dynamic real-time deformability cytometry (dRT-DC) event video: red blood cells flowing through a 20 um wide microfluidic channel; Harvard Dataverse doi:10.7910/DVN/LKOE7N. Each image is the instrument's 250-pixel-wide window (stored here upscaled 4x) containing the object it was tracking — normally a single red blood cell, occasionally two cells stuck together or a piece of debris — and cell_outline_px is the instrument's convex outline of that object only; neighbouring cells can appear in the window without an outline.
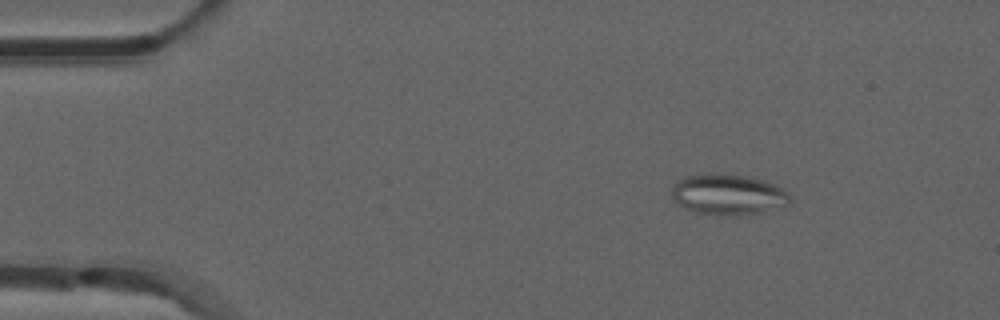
{"species": "common noctule bat (a hibernating species)", "species_latin": "Nyctalus noctula", "temperature_condition": "room temperature", "stored_images_in_passage": 46, "camera_frame_rate_fps": 3000, "um_per_image_px": 0.085, "animal": {"sex": "male", "forearm_length_mm": 52.5}, "frame": {"image": 1, "passage_image": 1, "time_ms": 0.0, "image_size_px": [1000, 320], "cell_outline_px": [[792, 200], [788, 204], [748, 216], [716, 216], [696, 212], [680, 204], [672, 196], [672, 188], [676, 180], [684, 176], [708, 172], [748, 176], [764, 180], [776, 184], [788, 192], [792, 196]], "centroid_in_image_um": [61.92, 16.53], "position_along_channel_um": 23.1, "area_um2": 28.67}}
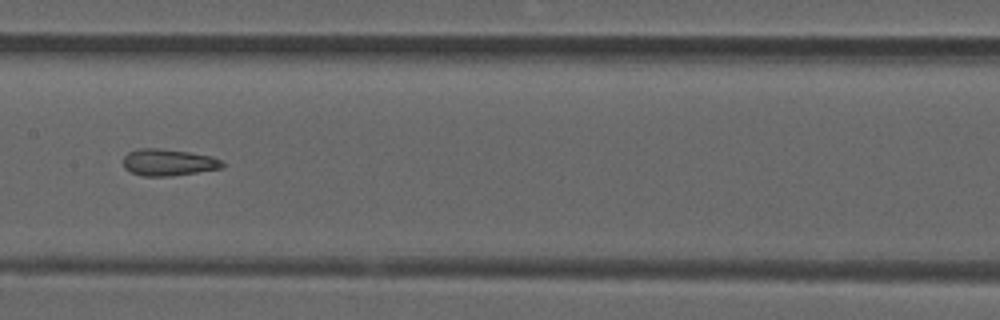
{"frame": {"image": 2, "passage_image": 20, "time_ms": 6.333, "image_size_px": [1000, 320], "cell_outline_px": [[228, 164], [224, 168], [172, 176], [144, 176], [132, 172], [124, 168], [124, 156], [128, 152], [140, 148], [160, 148], [188, 152], [212, 156]], "centroid_in_image_um": [14.36, 13.8], "position_along_channel_um": 193.0, "area_um2": 15.55}}
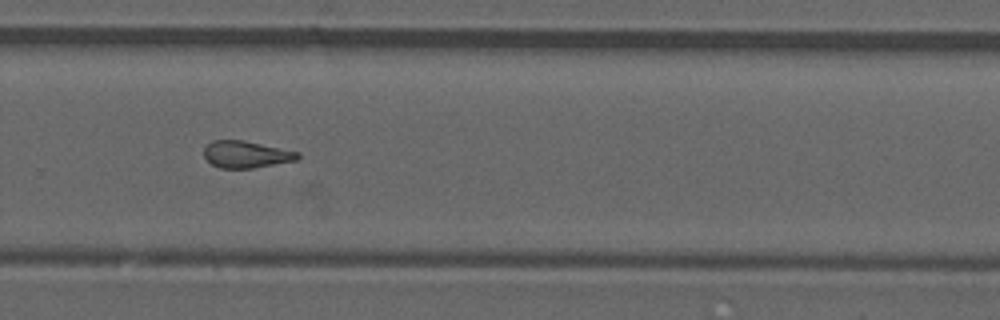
{"frame": {"image": 3, "passage_image": 29, "time_ms": 9.333, "image_size_px": [1000, 320], "cell_outline_px": [[300, 156], [296, 160], [252, 168], [220, 168], [212, 164], [204, 156], [204, 148], [212, 140], [244, 140], [300, 152]], "centroid_in_image_um": [20.92, 13.11], "position_along_channel_um": 308.9, "area_um2": 14.62}, "authors_computed_cell_mechanics": {"area_um2": 15.606, "velocity_mm_per_s": 3.8807, "shape_relaxation_time_tau1_ms": null, "shape_relaxation_time_tau2_ms": 2.8522, "deformation_change_tau1": null, "deformation_change_tau2": 0.1219}}